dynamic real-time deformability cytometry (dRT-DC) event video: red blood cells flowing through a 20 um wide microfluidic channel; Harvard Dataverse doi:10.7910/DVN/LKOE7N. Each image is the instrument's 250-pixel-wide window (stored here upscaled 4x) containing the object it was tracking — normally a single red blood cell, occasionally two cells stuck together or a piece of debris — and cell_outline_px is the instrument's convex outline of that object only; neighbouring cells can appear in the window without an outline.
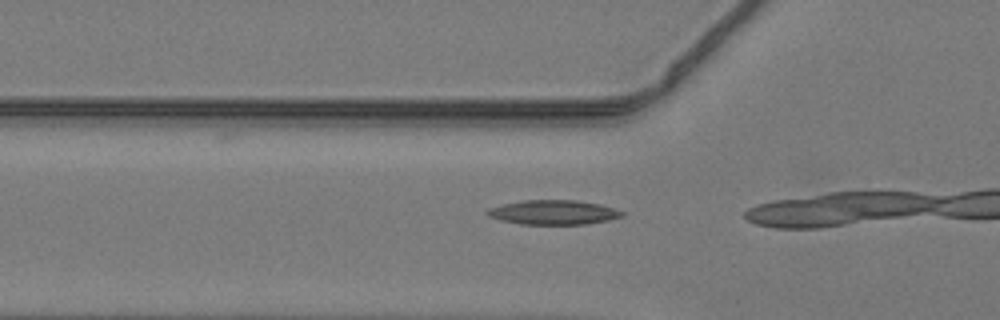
{"species": "common noctule bat (a hibernating species)", "species_latin": "Nyctalus noctula", "temperature_condition": "warm", "stored_images_in_passage": 12, "camera_frame_rate_fps": 3000, "um_per_image_px": 0.085, "animal": {"sex": "male", "body_mass_g": 19.2, "forearm_length_mm": 51.8}, "frame": {"image": 1, "passage_image": 10, "time_ms": 3.0, "image_size_px": [1000, 320], "cell_outline_px": [[624, 216], [608, 220], [588, 224], [520, 224], [500, 220], [488, 216], [484, 212], [488, 208], [520, 200], [576, 200], [600, 204], [616, 208], [624, 212]], "centroid_in_image_um": [47.04, 18.04], "position_along_channel_um": 78.8, "area_um2": 19.36}}